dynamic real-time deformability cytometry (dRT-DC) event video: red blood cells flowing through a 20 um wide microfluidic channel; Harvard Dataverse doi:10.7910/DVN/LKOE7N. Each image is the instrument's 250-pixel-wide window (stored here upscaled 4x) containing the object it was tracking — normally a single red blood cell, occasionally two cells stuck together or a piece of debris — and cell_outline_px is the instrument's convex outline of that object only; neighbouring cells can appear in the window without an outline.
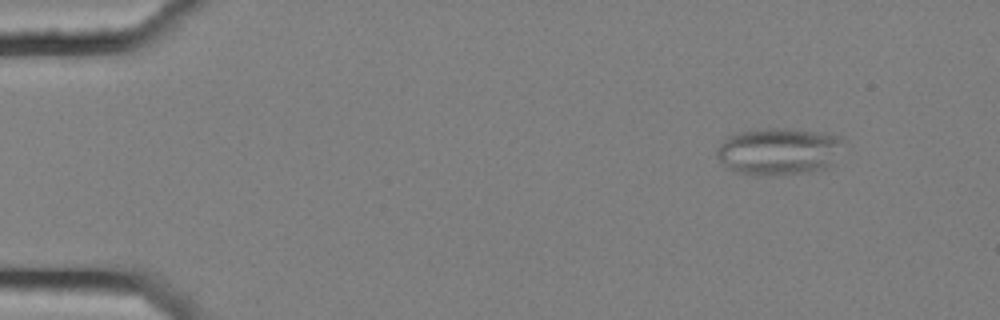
{"species": "common noctule bat (a hibernating species)", "species_latin": "Nyctalus noctula", "temperature_condition": "cold", "stored_images_in_passage": 8, "camera_frame_rate_fps": 3000, "um_per_image_px": 0.085, "animal": {"sex": "female", "body_mass_g": 25.1}, "frame": {"image": 1, "passage_image": 2, "time_ms": 0.333, "image_size_px": [1000, 320], "cell_outline_px": [[848, 140], [828, 164], [824, 168], [812, 172], [760, 176], [736, 172], [728, 168], [716, 156], [716, 148], [728, 136], [736, 132], [760, 128], [784, 128], [824, 132], [844, 136]], "centroid_in_image_um": [66.2, 12.84], "position_along_channel_um": 18.8, "area_um2": 35.2}}